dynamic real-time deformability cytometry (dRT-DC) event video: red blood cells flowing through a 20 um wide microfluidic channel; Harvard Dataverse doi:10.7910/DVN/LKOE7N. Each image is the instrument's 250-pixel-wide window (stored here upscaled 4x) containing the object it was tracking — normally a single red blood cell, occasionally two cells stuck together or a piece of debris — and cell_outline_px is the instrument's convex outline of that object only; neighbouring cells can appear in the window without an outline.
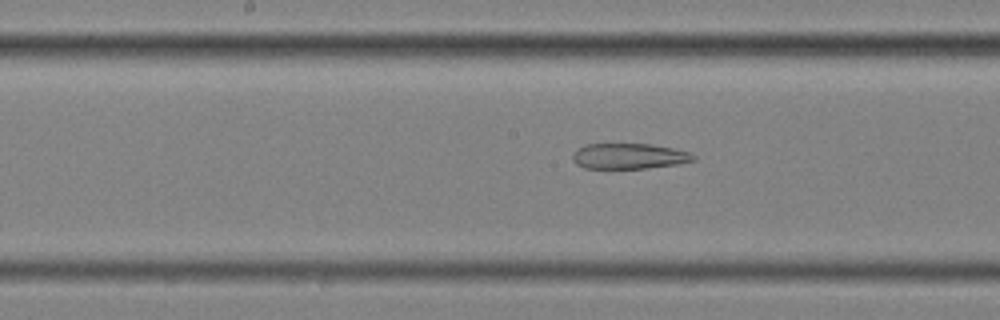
{"species": "common noctule bat (a hibernating species)", "species_latin": "Nyctalus noctula", "temperature_condition": "cold", "stored_images_in_passage": 58, "segment_of_instrument_passage": [2, 2], "camera_frame_rate_fps": 3000, "um_per_image_px": 0.085, "animal": {"sex": "female", "body_mass_g": 25.1}, "frame": {"image": 1, "passage_image": 30, "time_ms": 9.667, "image_size_px": [1000, 320], "cell_outline_px": [[696, 160], [676, 164], [648, 168], [584, 168], [576, 164], [572, 160], [572, 152], [576, 148], [584, 144], [652, 144], [672, 148], [688, 152], [696, 156]], "centroid_in_image_um": [53.42, 13.27], "position_along_channel_um": 194.8, "area_um2": 18.09}}
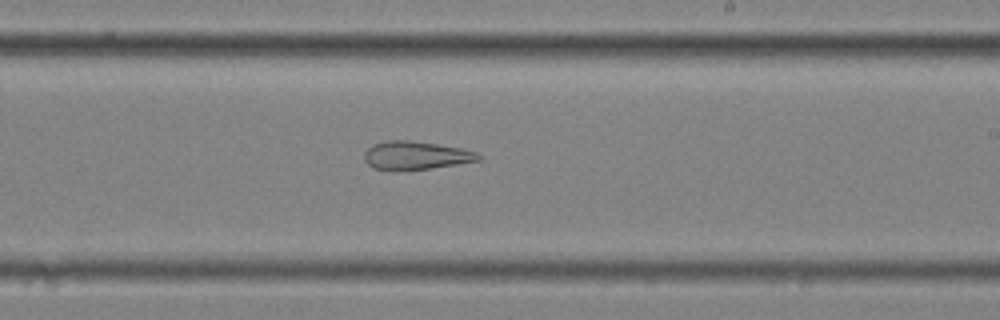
{"frame": {"image": 2, "passage_image": 35, "time_ms": 11.333, "image_size_px": [1000, 320], "cell_outline_px": [[484, 156], [480, 160], [456, 164], [404, 172], [372, 168], [364, 160], [364, 152], [372, 144], [384, 140], [408, 140], [436, 144], [460, 148], [476, 152]], "centroid_in_image_um": [35.29, 13.23], "position_along_channel_um": 253.7, "area_um2": 19.13}}
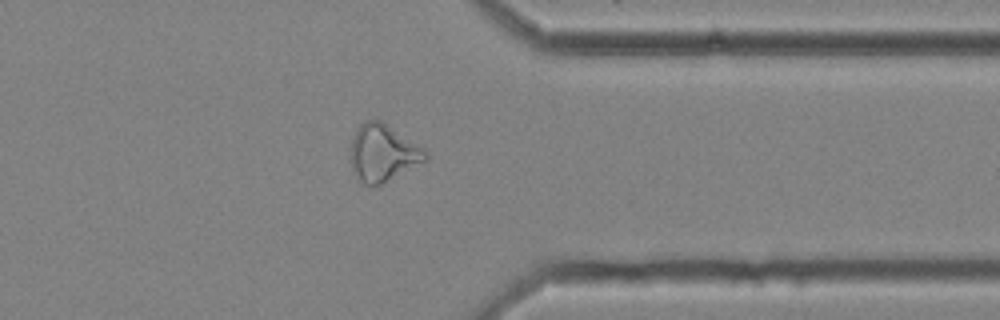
{"frame": {"image": 3, "passage_image": 46, "time_ms": 15.0, "image_size_px": [1000, 320], "cell_outline_px": [[428, 160], [372, 188], [364, 184], [356, 176], [352, 168], [352, 136], [356, 128], [364, 120], [380, 120], [424, 148], [428, 152]], "centroid_in_image_um": [32.55, 13.0], "position_along_channel_um": 378.8, "area_um2": 24.74}}